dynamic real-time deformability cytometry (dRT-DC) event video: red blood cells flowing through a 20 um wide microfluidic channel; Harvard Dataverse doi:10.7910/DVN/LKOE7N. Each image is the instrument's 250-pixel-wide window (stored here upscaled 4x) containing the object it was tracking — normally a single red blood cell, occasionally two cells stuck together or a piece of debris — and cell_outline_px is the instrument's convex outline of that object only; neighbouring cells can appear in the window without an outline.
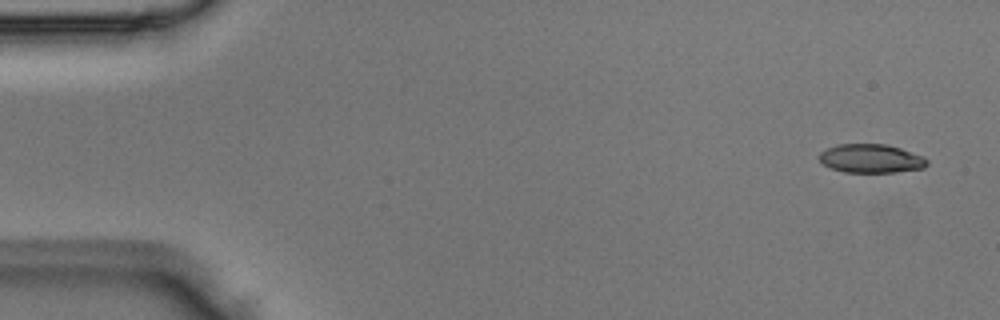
{"species": "Egyptian fruit bat (a non-hibernating species)", "species_latin": "Rousettus aegyptiacus", "temperature_condition": "room temperature", "stored_images_in_passage": 5, "camera_frame_rate_fps": 3000, "um_per_image_px": 0.085, "animal": {"sex": "male"}, "frame": {"image": 1, "passage_image": 1, "time_ms": 0.0, "image_size_px": [1000, 320], "cell_outline_px": [[928, 164], [924, 168], [896, 172], [844, 172], [832, 168], [824, 164], [816, 156], [820, 152], [836, 144], [884, 144], [900, 148], [924, 156], [928, 160]], "centroid_in_image_um": [74.04, 13.47], "position_along_channel_um": 11.0, "area_um2": 18.09}}
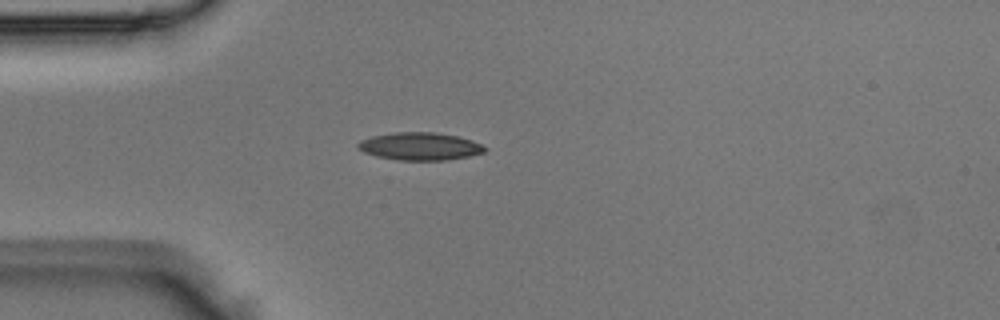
{"frame": {"image": 2, "passage_image": 4, "time_ms": 1.0, "image_size_px": [1000, 320], "cell_outline_px": [[488, 148], [484, 152], [468, 156], [448, 160], [396, 160], [376, 156], [364, 152], [356, 148], [356, 144], [360, 140], [372, 136], [392, 132], [436, 132], [456, 136], [472, 140]], "centroid_in_image_um": [35.66, 12.43], "position_along_channel_um": 49.3, "area_um2": 20.58}}